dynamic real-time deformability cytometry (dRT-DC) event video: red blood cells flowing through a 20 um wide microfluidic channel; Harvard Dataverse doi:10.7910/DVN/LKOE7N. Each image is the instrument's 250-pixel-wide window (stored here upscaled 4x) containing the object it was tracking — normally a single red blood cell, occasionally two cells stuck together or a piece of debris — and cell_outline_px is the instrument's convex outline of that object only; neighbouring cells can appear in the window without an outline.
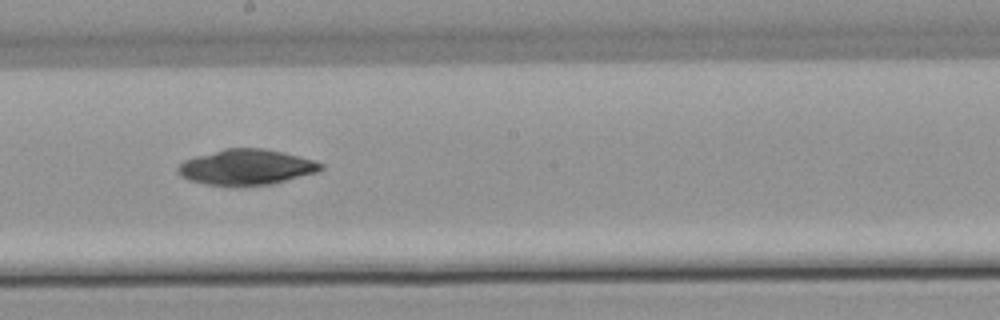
{"species": "common noctule bat (a hibernating species)", "species_latin": "Nyctalus noctula", "temperature_condition": "warm", "stored_images_in_passage": 33, "camera_frame_rate_fps": 3000, "um_per_image_px": 0.085, "animal": {"sex": "male", "body_mass_g": 21.5, "forearm_length_mm": 52.0}, "frame": {"image": 1, "passage_image": 15, "time_ms": 4.667, "image_size_px": [1000, 320], "cell_outline_px": [[324, 168], [316, 172], [272, 184], [208, 184], [188, 180], [180, 176], [176, 172], [176, 168], [184, 160], [196, 156], [224, 148], [264, 148], [312, 160], [324, 164]], "centroid_in_image_um": [20.9, 14.19], "position_along_channel_um": 227.3, "area_um2": 28.96}}
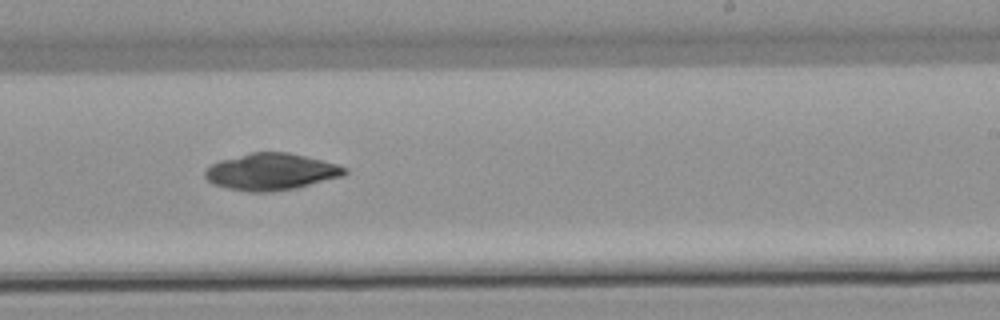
{"frame": {"image": 2, "passage_image": 18, "time_ms": 5.667, "image_size_px": [1000, 320], "cell_outline_px": [[348, 172], [340, 176], [296, 188], [268, 192], [248, 192], [228, 188], [212, 184], [204, 176], [204, 172], [212, 164], [220, 160], [252, 152], [288, 152], [336, 164], [348, 168]], "centroid_in_image_um": [23.01, 14.6], "position_along_channel_um": 266.0, "area_um2": 29.59}}
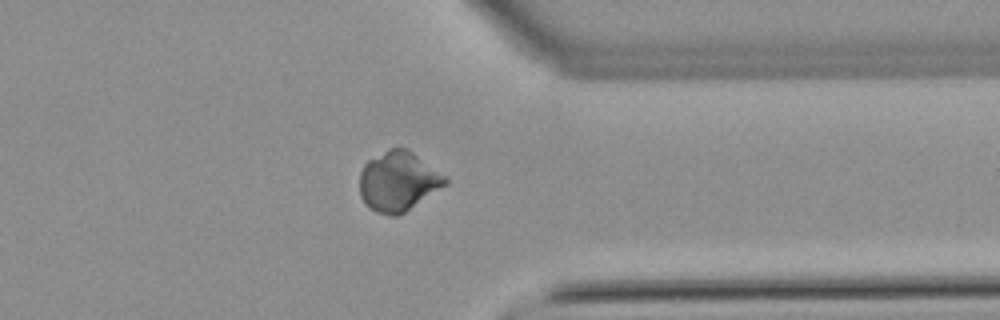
{"frame": {"image": 3, "passage_image": 27, "time_ms": 8.667, "image_size_px": [1000, 320], "cell_outline_px": [[448, 184], [404, 212], [396, 216], [388, 216], [376, 212], [368, 208], [360, 196], [360, 172], [364, 164], [368, 160], [388, 148], [404, 148], [412, 152], [444, 176], [448, 180]], "centroid_in_image_um": [33.81, 15.43], "position_along_channel_um": 377.6, "area_um2": 29.54}}